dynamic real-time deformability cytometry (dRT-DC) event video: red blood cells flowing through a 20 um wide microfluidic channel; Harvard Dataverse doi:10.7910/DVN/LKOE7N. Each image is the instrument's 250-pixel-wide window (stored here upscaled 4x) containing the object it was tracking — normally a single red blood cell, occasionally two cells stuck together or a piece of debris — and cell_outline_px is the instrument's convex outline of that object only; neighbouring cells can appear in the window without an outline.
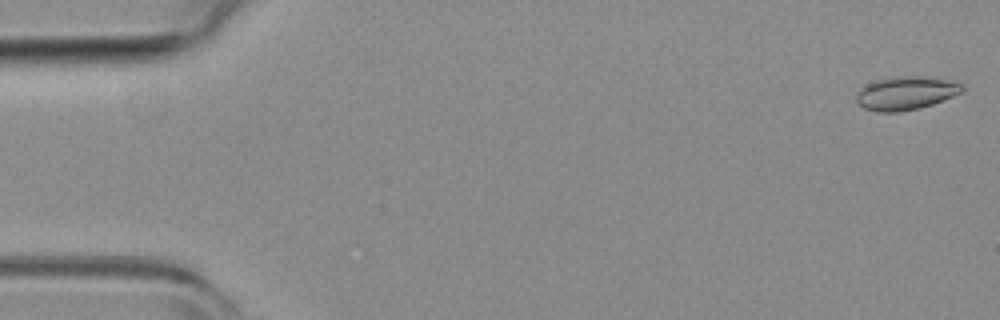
{"species": "common noctule bat (a hibernating species)", "species_latin": "Nyctalus noctula", "temperature_condition": "room temperature", "stored_images_in_passage": 4, "camera_frame_rate_fps": 3000, "um_per_image_px": 0.085, "animal": {"sex": "female", "body_mass_g": 19.3, "forearm_length_mm": 54.1}, "frame": {"image": 1, "passage_image": 1, "time_ms": 0.0, "image_size_px": [1000, 320], "cell_outline_px": [[964, 92], [932, 104], [920, 108], [896, 112], [876, 112], [864, 108], [856, 100], [856, 92], [860, 88], [876, 80], [896, 76], [920, 76], [948, 80], [960, 84], [964, 88]], "centroid_in_image_um": [76.98, 7.92], "position_along_channel_um": 8.0, "area_um2": 20.52}}
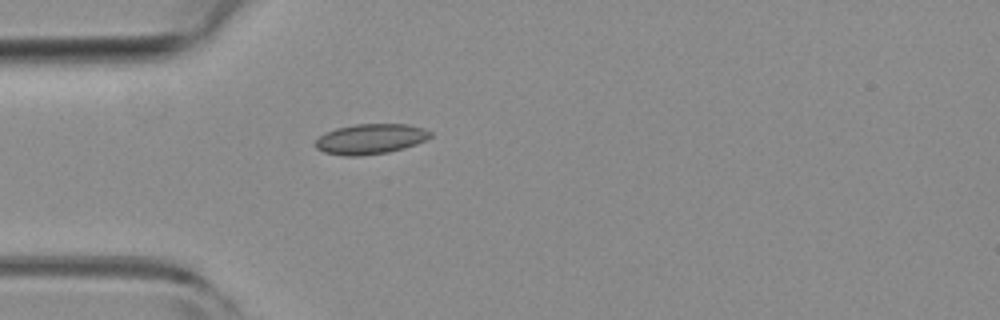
{"frame": {"image": 2, "passage_image": 4, "time_ms": 1.0, "image_size_px": [1000, 320], "cell_outline_px": [[432, 136], [416, 144], [404, 148], [388, 152], [360, 156], [344, 156], [324, 152], [316, 148], [312, 144], [324, 132], [336, 128], [356, 124], [408, 124], [424, 128], [432, 132]], "centroid_in_image_um": [31.47, 11.81], "position_along_channel_um": 53.5, "area_um2": 20.4}}